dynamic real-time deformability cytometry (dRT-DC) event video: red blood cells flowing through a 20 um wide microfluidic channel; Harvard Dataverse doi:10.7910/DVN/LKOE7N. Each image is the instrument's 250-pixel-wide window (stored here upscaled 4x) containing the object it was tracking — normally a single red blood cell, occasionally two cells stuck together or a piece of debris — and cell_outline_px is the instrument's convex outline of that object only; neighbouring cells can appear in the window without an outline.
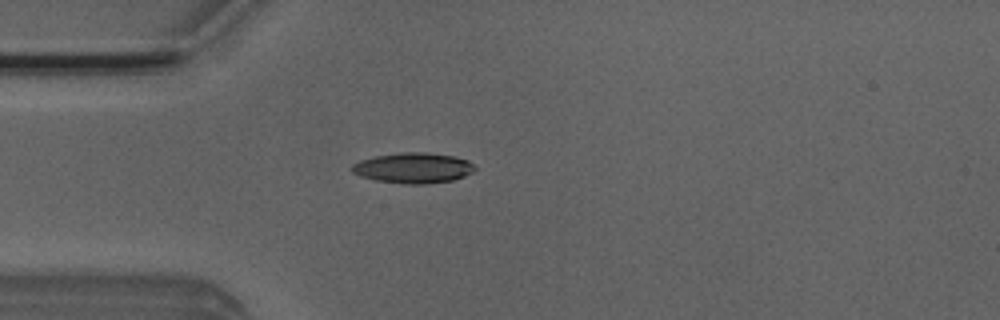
{"species": "Egyptian fruit bat (a non-hibernating species)", "species_latin": "Rousettus aegyptiacus", "temperature_condition": "room temperature", "stored_images_in_passage": 1, "camera_frame_rate_fps": 3000, "um_per_image_px": 0.085, "animal": {"sex": "male"}, "frame": {"image": 1, "passage_image": 1, "time_ms": 0.0, "image_size_px": [1000, 320], "cell_outline_px": [[476, 168], [472, 172], [464, 176], [452, 180], [424, 184], [404, 184], [376, 180], [360, 176], [352, 172], [348, 168], [352, 164], [360, 160], [376, 156], [400, 152], [424, 152], [452, 156], [468, 160]], "centroid_in_image_um": [35.08, 14.27], "position_along_channel_um": 49.9, "area_um2": 21.79}}